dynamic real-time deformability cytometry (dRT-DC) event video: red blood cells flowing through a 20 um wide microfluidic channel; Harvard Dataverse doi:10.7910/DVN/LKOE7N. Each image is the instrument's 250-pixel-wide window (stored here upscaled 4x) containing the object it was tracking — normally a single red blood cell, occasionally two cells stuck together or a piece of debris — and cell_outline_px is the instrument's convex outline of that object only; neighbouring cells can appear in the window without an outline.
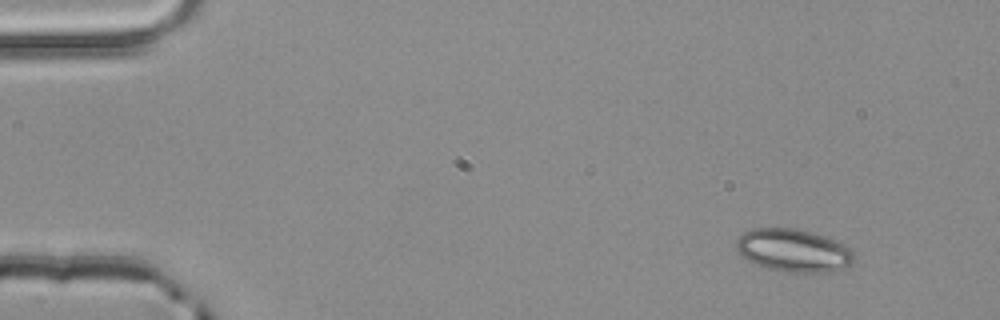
{"species": "common noctule bat (a hibernating species)", "species_latin": "Nyctalus noctula", "temperature_condition": "room temperature", "stored_images_in_passage": 3, "camera_frame_rate_fps": 3000, "um_per_image_px": 0.085, "animal": {"sex": "male", "body_mass_g": 20.4}, "frame": {"image": 1, "passage_image": 1, "time_ms": 0.0, "image_size_px": [1000, 320], "cell_outline_px": [[856, 256], [852, 264], [844, 268], [824, 272], [784, 272], [764, 268], [748, 260], [736, 248], [736, 240], [744, 232], [752, 228], [796, 228], [812, 232], [824, 236], [844, 244], [852, 248]], "centroid_in_image_um": [67.48, 21.29], "position_along_channel_um": 17.5, "area_um2": 29.59}}